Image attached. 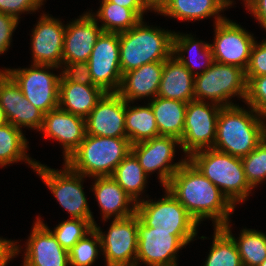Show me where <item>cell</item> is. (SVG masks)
<instances>
[{
  "label": "cell",
  "instance_id": "obj_1",
  "mask_svg": "<svg viewBox=\"0 0 266 266\" xmlns=\"http://www.w3.org/2000/svg\"><path fill=\"white\" fill-rule=\"evenodd\" d=\"M166 188L201 224L212 220L214 227L228 223L235 207L188 159L173 174Z\"/></svg>",
  "mask_w": 266,
  "mask_h": 266
},
{
  "label": "cell",
  "instance_id": "obj_2",
  "mask_svg": "<svg viewBox=\"0 0 266 266\" xmlns=\"http://www.w3.org/2000/svg\"><path fill=\"white\" fill-rule=\"evenodd\" d=\"M221 107L213 148L236 157H244L263 140L262 118L252 107Z\"/></svg>",
  "mask_w": 266,
  "mask_h": 266
},
{
  "label": "cell",
  "instance_id": "obj_3",
  "mask_svg": "<svg viewBox=\"0 0 266 266\" xmlns=\"http://www.w3.org/2000/svg\"><path fill=\"white\" fill-rule=\"evenodd\" d=\"M141 19L133 28L119 33L122 74L144 64L165 61L172 55L174 31L148 26Z\"/></svg>",
  "mask_w": 266,
  "mask_h": 266
},
{
  "label": "cell",
  "instance_id": "obj_4",
  "mask_svg": "<svg viewBox=\"0 0 266 266\" xmlns=\"http://www.w3.org/2000/svg\"><path fill=\"white\" fill-rule=\"evenodd\" d=\"M187 159L220 189L234 207L244 203L254 190L246 179L240 157L208 148L192 153Z\"/></svg>",
  "mask_w": 266,
  "mask_h": 266
},
{
  "label": "cell",
  "instance_id": "obj_5",
  "mask_svg": "<svg viewBox=\"0 0 266 266\" xmlns=\"http://www.w3.org/2000/svg\"><path fill=\"white\" fill-rule=\"evenodd\" d=\"M127 137L87 135L65 163L89 178L112 176L118 164L131 152Z\"/></svg>",
  "mask_w": 266,
  "mask_h": 266
},
{
  "label": "cell",
  "instance_id": "obj_6",
  "mask_svg": "<svg viewBox=\"0 0 266 266\" xmlns=\"http://www.w3.org/2000/svg\"><path fill=\"white\" fill-rule=\"evenodd\" d=\"M195 100L218 104L221 107L237 105L232 98L239 97L245 102L247 79L244 69L218 62L195 76ZM209 100V101H208Z\"/></svg>",
  "mask_w": 266,
  "mask_h": 266
},
{
  "label": "cell",
  "instance_id": "obj_7",
  "mask_svg": "<svg viewBox=\"0 0 266 266\" xmlns=\"http://www.w3.org/2000/svg\"><path fill=\"white\" fill-rule=\"evenodd\" d=\"M136 266H178L177 253L197 240L198 231H164L143 225L137 216ZM195 238V239H194Z\"/></svg>",
  "mask_w": 266,
  "mask_h": 266
},
{
  "label": "cell",
  "instance_id": "obj_8",
  "mask_svg": "<svg viewBox=\"0 0 266 266\" xmlns=\"http://www.w3.org/2000/svg\"><path fill=\"white\" fill-rule=\"evenodd\" d=\"M63 166L62 170H55L38 161L34 172L39 175L70 218L93 219V224H95L96 221L89 208L83 187L86 177L73 171L65 162Z\"/></svg>",
  "mask_w": 266,
  "mask_h": 266
},
{
  "label": "cell",
  "instance_id": "obj_9",
  "mask_svg": "<svg viewBox=\"0 0 266 266\" xmlns=\"http://www.w3.org/2000/svg\"><path fill=\"white\" fill-rule=\"evenodd\" d=\"M61 69L54 65L31 64L29 68H4L19 85L24 97L44 114L58 108L61 74L50 70Z\"/></svg>",
  "mask_w": 266,
  "mask_h": 266
},
{
  "label": "cell",
  "instance_id": "obj_10",
  "mask_svg": "<svg viewBox=\"0 0 266 266\" xmlns=\"http://www.w3.org/2000/svg\"><path fill=\"white\" fill-rule=\"evenodd\" d=\"M164 190V197L154 201L148 197L136 204L139 221L156 230L198 231L197 221L166 188Z\"/></svg>",
  "mask_w": 266,
  "mask_h": 266
},
{
  "label": "cell",
  "instance_id": "obj_11",
  "mask_svg": "<svg viewBox=\"0 0 266 266\" xmlns=\"http://www.w3.org/2000/svg\"><path fill=\"white\" fill-rule=\"evenodd\" d=\"M221 106L218 104L192 100L187 103L185 125L180 140L185 157L192 153L213 148L216 137L217 119Z\"/></svg>",
  "mask_w": 266,
  "mask_h": 266
},
{
  "label": "cell",
  "instance_id": "obj_12",
  "mask_svg": "<svg viewBox=\"0 0 266 266\" xmlns=\"http://www.w3.org/2000/svg\"><path fill=\"white\" fill-rule=\"evenodd\" d=\"M94 229L99 234L105 266H136L138 228L137 215L111 220L107 233L98 224Z\"/></svg>",
  "mask_w": 266,
  "mask_h": 266
},
{
  "label": "cell",
  "instance_id": "obj_13",
  "mask_svg": "<svg viewBox=\"0 0 266 266\" xmlns=\"http://www.w3.org/2000/svg\"><path fill=\"white\" fill-rule=\"evenodd\" d=\"M181 147L180 140L170 136H157L131 145V151L137 157L144 172L150 176L158 171L157 178L164 188L173 174L184 164L187 157L174 160L175 148ZM150 174V175H149Z\"/></svg>",
  "mask_w": 266,
  "mask_h": 266
},
{
  "label": "cell",
  "instance_id": "obj_14",
  "mask_svg": "<svg viewBox=\"0 0 266 266\" xmlns=\"http://www.w3.org/2000/svg\"><path fill=\"white\" fill-rule=\"evenodd\" d=\"M214 27L215 37L210 44L214 61L246 70L256 41L254 34L228 18L217 22Z\"/></svg>",
  "mask_w": 266,
  "mask_h": 266
},
{
  "label": "cell",
  "instance_id": "obj_15",
  "mask_svg": "<svg viewBox=\"0 0 266 266\" xmlns=\"http://www.w3.org/2000/svg\"><path fill=\"white\" fill-rule=\"evenodd\" d=\"M88 64L94 85L104 92H118L122 80L119 33L102 32Z\"/></svg>",
  "mask_w": 266,
  "mask_h": 266
},
{
  "label": "cell",
  "instance_id": "obj_16",
  "mask_svg": "<svg viewBox=\"0 0 266 266\" xmlns=\"http://www.w3.org/2000/svg\"><path fill=\"white\" fill-rule=\"evenodd\" d=\"M44 12L32 28V64L62 66L63 43L66 25L59 18Z\"/></svg>",
  "mask_w": 266,
  "mask_h": 266
},
{
  "label": "cell",
  "instance_id": "obj_17",
  "mask_svg": "<svg viewBox=\"0 0 266 266\" xmlns=\"http://www.w3.org/2000/svg\"><path fill=\"white\" fill-rule=\"evenodd\" d=\"M0 105L5 111L8 122L21 128L40 131L44 113L30 103L19 85L6 72L0 69Z\"/></svg>",
  "mask_w": 266,
  "mask_h": 266
},
{
  "label": "cell",
  "instance_id": "obj_18",
  "mask_svg": "<svg viewBox=\"0 0 266 266\" xmlns=\"http://www.w3.org/2000/svg\"><path fill=\"white\" fill-rule=\"evenodd\" d=\"M37 216L25 244L22 266H70L69 254Z\"/></svg>",
  "mask_w": 266,
  "mask_h": 266
},
{
  "label": "cell",
  "instance_id": "obj_19",
  "mask_svg": "<svg viewBox=\"0 0 266 266\" xmlns=\"http://www.w3.org/2000/svg\"><path fill=\"white\" fill-rule=\"evenodd\" d=\"M85 120L87 135L127 137L125 100L117 92H105Z\"/></svg>",
  "mask_w": 266,
  "mask_h": 266
},
{
  "label": "cell",
  "instance_id": "obj_20",
  "mask_svg": "<svg viewBox=\"0 0 266 266\" xmlns=\"http://www.w3.org/2000/svg\"><path fill=\"white\" fill-rule=\"evenodd\" d=\"M40 132L46 139H54L62 145L65 162L84 140L86 120L58 107L44 114Z\"/></svg>",
  "mask_w": 266,
  "mask_h": 266
},
{
  "label": "cell",
  "instance_id": "obj_21",
  "mask_svg": "<svg viewBox=\"0 0 266 266\" xmlns=\"http://www.w3.org/2000/svg\"><path fill=\"white\" fill-rule=\"evenodd\" d=\"M78 17L66 25L62 63L88 62L95 42L103 32L90 12Z\"/></svg>",
  "mask_w": 266,
  "mask_h": 266
},
{
  "label": "cell",
  "instance_id": "obj_22",
  "mask_svg": "<svg viewBox=\"0 0 266 266\" xmlns=\"http://www.w3.org/2000/svg\"><path fill=\"white\" fill-rule=\"evenodd\" d=\"M91 191L98 202L103 221L124 219L135 214L136 202L112 176L93 177ZM111 217V218H110Z\"/></svg>",
  "mask_w": 266,
  "mask_h": 266
},
{
  "label": "cell",
  "instance_id": "obj_23",
  "mask_svg": "<svg viewBox=\"0 0 266 266\" xmlns=\"http://www.w3.org/2000/svg\"><path fill=\"white\" fill-rule=\"evenodd\" d=\"M164 61L144 64L141 67L122 74L118 94L127 102L154 99L159 90ZM151 97V98H150Z\"/></svg>",
  "mask_w": 266,
  "mask_h": 266
},
{
  "label": "cell",
  "instance_id": "obj_24",
  "mask_svg": "<svg viewBox=\"0 0 266 266\" xmlns=\"http://www.w3.org/2000/svg\"><path fill=\"white\" fill-rule=\"evenodd\" d=\"M194 81L195 76L171 55L164 61L157 96L188 103L195 99Z\"/></svg>",
  "mask_w": 266,
  "mask_h": 266
},
{
  "label": "cell",
  "instance_id": "obj_25",
  "mask_svg": "<svg viewBox=\"0 0 266 266\" xmlns=\"http://www.w3.org/2000/svg\"><path fill=\"white\" fill-rule=\"evenodd\" d=\"M105 92L96 85H82L66 82L62 77L59 82V105L66 112L86 118L95 108Z\"/></svg>",
  "mask_w": 266,
  "mask_h": 266
},
{
  "label": "cell",
  "instance_id": "obj_26",
  "mask_svg": "<svg viewBox=\"0 0 266 266\" xmlns=\"http://www.w3.org/2000/svg\"><path fill=\"white\" fill-rule=\"evenodd\" d=\"M172 55H174L194 76L204 73L214 62L210 43L197 40L192 34H184L182 32L177 33L174 31ZM197 57L203 59V63L200 62V64L196 62Z\"/></svg>",
  "mask_w": 266,
  "mask_h": 266
},
{
  "label": "cell",
  "instance_id": "obj_27",
  "mask_svg": "<svg viewBox=\"0 0 266 266\" xmlns=\"http://www.w3.org/2000/svg\"><path fill=\"white\" fill-rule=\"evenodd\" d=\"M226 9L220 0H171L159 14L184 22L213 17L216 24L226 18L220 14Z\"/></svg>",
  "mask_w": 266,
  "mask_h": 266
},
{
  "label": "cell",
  "instance_id": "obj_28",
  "mask_svg": "<svg viewBox=\"0 0 266 266\" xmlns=\"http://www.w3.org/2000/svg\"><path fill=\"white\" fill-rule=\"evenodd\" d=\"M148 103L154 112L159 136H170L181 140L187 103L159 96Z\"/></svg>",
  "mask_w": 266,
  "mask_h": 266
},
{
  "label": "cell",
  "instance_id": "obj_29",
  "mask_svg": "<svg viewBox=\"0 0 266 266\" xmlns=\"http://www.w3.org/2000/svg\"><path fill=\"white\" fill-rule=\"evenodd\" d=\"M27 138L23 130L7 122L0 126V167H6L13 163L25 162L33 170L36 168V159L27 154ZM35 160V161H34Z\"/></svg>",
  "mask_w": 266,
  "mask_h": 266
},
{
  "label": "cell",
  "instance_id": "obj_30",
  "mask_svg": "<svg viewBox=\"0 0 266 266\" xmlns=\"http://www.w3.org/2000/svg\"><path fill=\"white\" fill-rule=\"evenodd\" d=\"M131 106L125 101V129L131 144L159 136L155 115L149 103Z\"/></svg>",
  "mask_w": 266,
  "mask_h": 266
},
{
  "label": "cell",
  "instance_id": "obj_31",
  "mask_svg": "<svg viewBox=\"0 0 266 266\" xmlns=\"http://www.w3.org/2000/svg\"><path fill=\"white\" fill-rule=\"evenodd\" d=\"M112 177L136 203L144 199L149 176L132 151L118 164Z\"/></svg>",
  "mask_w": 266,
  "mask_h": 266
},
{
  "label": "cell",
  "instance_id": "obj_32",
  "mask_svg": "<svg viewBox=\"0 0 266 266\" xmlns=\"http://www.w3.org/2000/svg\"><path fill=\"white\" fill-rule=\"evenodd\" d=\"M231 226L229 221L222 228L233 238L242 266H259L266 259V234L255 229L243 228L236 239Z\"/></svg>",
  "mask_w": 266,
  "mask_h": 266
},
{
  "label": "cell",
  "instance_id": "obj_33",
  "mask_svg": "<svg viewBox=\"0 0 266 266\" xmlns=\"http://www.w3.org/2000/svg\"><path fill=\"white\" fill-rule=\"evenodd\" d=\"M100 8L90 14L99 23L103 32L122 33L133 28L141 18L130 8H125L108 0L100 1Z\"/></svg>",
  "mask_w": 266,
  "mask_h": 266
},
{
  "label": "cell",
  "instance_id": "obj_34",
  "mask_svg": "<svg viewBox=\"0 0 266 266\" xmlns=\"http://www.w3.org/2000/svg\"><path fill=\"white\" fill-rule=\"evenodd\" d=\"M213 230L212 245L203 266H242L233 238L222 227Z\"/></svg>",
  "mask_w": 266,
  "mask_h": 266
},
{
  "label": "cell",
  "instance_id": "obj_35",
  "mask_svg": "<svg viewBox=\"0 0 266 266\" xmlns=\"http://www.w3.org/2000/svg\"><path fill=\"white\" fill-rule=\"evenodd\" d=\"M94 229L93 219H67L50 231L60 245L69 250L82 238Z\"/></svg>",
  "mask_w": 266,
  "mask_h": 266
},
{
  "label": "cell",
  "instance_id": "obj_36",
  "mask_svg": "<svg viewBox=\"0 0 266 266\" xmlns=\"http://www.w3.org/2000/svg\"><path fill=\"white\" fill-rule=\"evenodd\" d=\"M102 252L99 234L93 229L68 252L70 266H92Z\"/></svg>",
  "mask_w": 266,
  "mask_h": 266
},
{
  "label": "cell",
  "instance_id": "obj_37",
  "mask_svg": "<svg viewBox=\"0 0 266 266\" xmlns=\"http://www.w3.org/2000/svg\"><path fill=\"white\" fill-rule=\"evenodd\" d=\"M246 179L255 189L266 181V141L261 143L248 155L241 158Z\"/></svg>",
  "mask_w": 266,
  "mask_h": 266
},
{
  "label": "cell",
  "instance_id": "obj_38",
  "mask_svg": "<svg viewBox=\"0 0 266 266\" xmlns=\"http://www.w3.org/2000/svg\"><path fill=\"white\" fill-rule=\"evenodd\" d=\"M246 79L247 95L244 103L262 115L266 112V75Z\"/></svg>",
  "mask_w": 266,
  "mask_h": 266
},
{
  "label": "cell",
  "instance_id": "obj_39",
  "mask_svg": "<svg viewBox=\"0 0 266 266\" xmlns=\"http://www.w3.org/2000/svg\"><path fill=\"white\" fill-rule=\"evenodd\" d=\"M60 70L61 77L66 82L94 85L88 62L62 63Z\"/></svg>",
  "mask_w": 266,
  "mask_h": 266
},
{
  "label": "cell",
  "instance_id": "obj_40",
  "mask_svg": "<svg viewBox=\"0 0 266 266\" xmlns=\"http://www.w3.org/2000/svg\"><path fill=\"white\" fill-rule=\"evenodd\" d=\"M46 0H0V12L19 20L21 14H32L42 8Z\"/></svg>",
  "mask_w": 266,
  "mask_h": 266
},
{
  "label": "cell",
  "instance_id": "obj_41",
  "mask_svg": "<svg viewBox=\"0 0 266 266\" xmlns=\"http://www.w3.org/2000/svg\"><path fill=\"white\" fill-rule=\"evenodd\" d=\"M246 77H259L266 75V39L254 42L248 66L245 70Z\"/></svg>",
  "mask_w": 266,
  "mask_h": 266
},
{
  "label": "cell",
  "instance_id": "obj_42",
  "mask_svg": "<svg viewBox=\"0 0 266 266\" xmlns=\"http://www.w3.org/2000/svg\"><path fill=\"white\" fill-rule=\"evenodd\" d=\"M19 22L15 17L0 12V55L11 47L12 35Z\"/></svg>",
  "mask_w": 266,
  "mask_h": 266
},
{
  "label": "cell",
  "instance_id": "obj_43",
  "mask_svg": "<svg viewBox=\"0 0 266 266\" xmlns=\"http://www.w3.org/2000/svg\"><path fill=\"white\" fill-rule=\"evenodd\" d=\"M17 243L16 240L0 237V266H7L13 258L21 253L22 246Z\"/></svg>",
  "mask_w": 266,
  "mask_h": 266
},
{
  "label": "cell",
  "instance_id": "obj_44",
  "mask_svg": "<svg viewBox=\"0 0 266 266\" xmlns=\"http://www.w3.org/2000/svg\"><path fill=\"white\" fill-rule=\"evenodd\" d=\"M246 8L266 31V0H253Z\"/></svg>",
  "mask_w": 266,
  "mask_h": 266
},
{
  "label": "cell",
  "instance_id": "obj_45",
  "mask_svg": "<svg viewBox=\"0 0 266 266\" xmlns=\"http://www.w3.org/2000/svg\"><path fill=\"white\" fill-rule=\"evenodd\" d=\"M109 2L116 3L125 8L132 9L141 19L144 17V13L148 12L145 6L144 0H108Z\"/></svg>",
  "mask_w": 266,
  "mask_h": 266
},
{
  "label": "cell",
  "instance_id": "obj_46",
  "mask_svg": "<svg viewBox=\"0 0 266 266\" xmlns=\"http://www.w3.org/2000/svg\"><path fill=\"white\" fill-rule=\"evenodd\" d=\"M171 0H144L148 10L159 14Z\"/></svg>",
  "mask_w": 266,
  "mask_h": 266
},
{
  "label": "cell",
  "instance_id": "obj_47",
  "mask_svg": "<svg viewBox=\"0 0 266 266\" xmlns=\"http://www.w3.org/2000/svg\"><path fill=\"white\" fill-rule=\"evenodd\" d=\"M7 122H8V119L6 117L5 111L0 105V126L6 124Z\"/></svg>",
  "mask_w": 266,
  "mask_h": 266
},
{
  "label": "cell",
  "instance_id": "obj_48",
  "mask_svg": "<svg viewBox=\"0 0 266 266\" xmlns=\"http://www.w3.org/2000/svg\"><path fill=\"white\" fill-rule=\"evenodd\" d=\"M263 125V140L266 141V112L261 115Z\"/></svg>",
  "mask_w": 266,
  "mask_h": 266
},
{
  "label": "cell",
  "instance_id": "obj_49",
  "mask_svg": "<svg viewBox=\"0 0 266 266\" xmlns=\"http://www.w3.org/2000/svg\"><path fill=\"white\" fill-rule=\"evenodd\" d=\"M227 8L232 7L234 0H220Z\"/></svg>",
  "mask_w": 266,
  "mask_h": 266
},
{
  "label": "cell",
  "instance_id": "obj_50",
  "mask_svg": "<svg viewBox=\"0 0 266 266\" xmlns=\"http://www.w3.org/2000/svg\"><path fill=\"white\" fill-rule=\"evenodd\" d=\"M253 0H243L244 6L247 7Z\"/></svg>",
  "mask_w": 266,
  "mask_h": 266
},
{
  "label": "cell",
  "instance_id": "obj_51",
  "mask_svg": "<svg viewBox=\"0 0 266 266\" xmlns=\"http://www.w3.org/2000/svg\"><path fill=\"white\" fill-rule=\"evenodd\" d=\"M259 266H266V259Z\"/></svg>",
  "mask_w": 266,
  "mask_h": 266
}]
</instances>
